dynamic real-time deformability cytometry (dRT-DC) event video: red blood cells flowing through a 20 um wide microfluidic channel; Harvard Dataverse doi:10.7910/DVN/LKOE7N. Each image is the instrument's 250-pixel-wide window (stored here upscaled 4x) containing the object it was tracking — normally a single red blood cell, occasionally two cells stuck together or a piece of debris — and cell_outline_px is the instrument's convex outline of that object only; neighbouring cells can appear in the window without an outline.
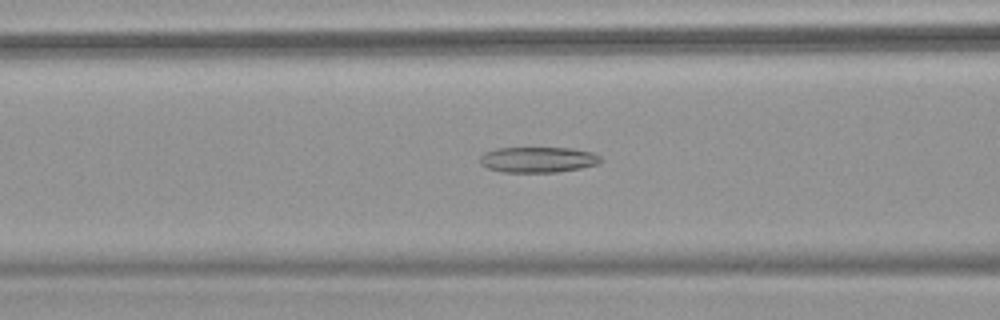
{"species": "common noctule bat (a hibernating species)", "species_latin": "Nyctalus noctula", "temperature_condition": "warm", "stored_images_in_passage": 54, "camera_frame_rate_fps": 3000, "um_per_image_px": 0.085, "animal": {"sex": "female", "body_mass_g": 18.4}, "frame": {"image": 1, "passage_image": 23, "time_ms": 7.333, "image_size_px": [1000, 320], "cell_outline_px": [[600, 160], [596, 164], [580, 168], [556, 172], [504, 172], [488, 168], [480, 164], [480, 156], [484, 152], [496, 148], [572, 148], [592, 152], [600, 156]], "centroid_in_image_um": [45.69, 13.56], "position_along_channel_um": 120.9, "area_um2": 17.92}}
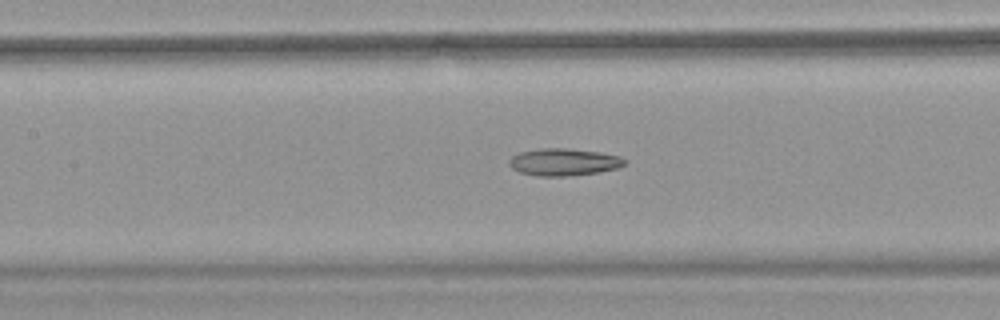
{"frame": {"image": 2, "passage_image": 26, "time_ms": 8.333, "image_size_px": [1000, 320], "cell_outline_px": [[628, 160], [624, 164], [616, 168], [596, 172], [564, 176], [536, 176], [520, 172], [512, 168], [508, 164], [508, 160], [512, 156], [520, 152], [540, 148], [568, 148], [600, 152], [620, 156]], "centroid_in_image_um": [47.89, 13.76], "position_along_channel_um": 159.5, "area_um2": 18.26}}
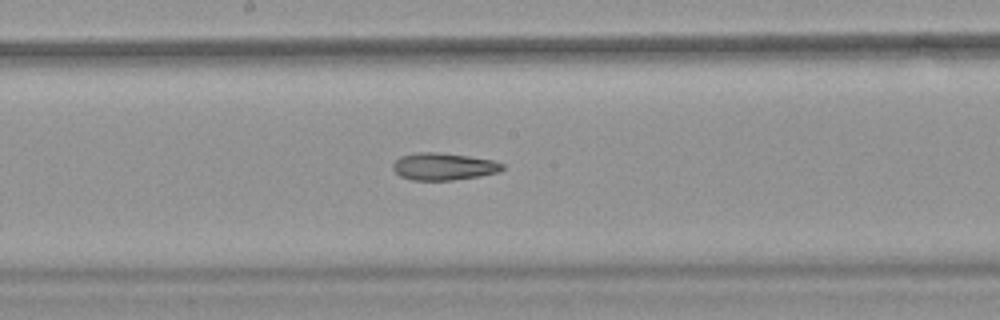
{"frame": {"image": 3, "passage_image": 30, "time_ms": 9.667, "image_size_px": [1000, 320], "cell_outline_px": [[504, 168], [500, 172], [480, 176], [452, 180], [412, 180], [400, 176], [392, 168], [392, 164], [400, 156], [416, 152], [436, 152], [468, 156], [496, 160], [504, 164]], "centroid_in_image_um": [37.72, 14.15], "position_along_channel_um": 210.5, "area_um2": 17.51}, "authors_computed_cell_mechanics": {"area_um2": 20.6924, "velocity_mm_per_s": 3.8454, "shape_relaxation_time_tau1_ms": null, "shape_relaxation_time_tau2_ms": 7.2967, "deformation_change_tau1": null, "deformation_change_tau2": 0.1967}}